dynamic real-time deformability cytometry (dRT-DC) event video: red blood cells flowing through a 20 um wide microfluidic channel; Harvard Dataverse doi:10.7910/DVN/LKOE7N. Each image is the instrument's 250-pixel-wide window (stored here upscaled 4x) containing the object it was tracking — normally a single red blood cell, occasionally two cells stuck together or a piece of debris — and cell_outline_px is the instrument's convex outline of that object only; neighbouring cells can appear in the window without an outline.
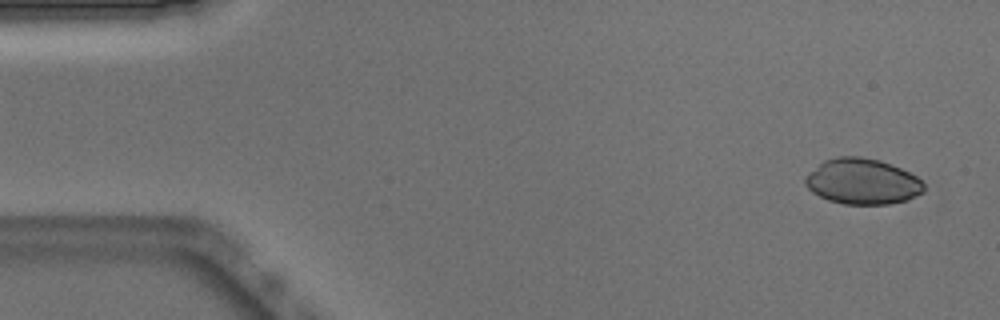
{"species": "Egyptian fruit bat (a non-hibernating species)", "species_latin": "Rousettus aegyptiacus", "temperature_condition": "warm", "stored_images_in_passage": 50, "camera_frame_rate_fps": 3000, "um_per_image_px": 0.085, "animal": {"sex": "male"}, "frame": {"image": 1, "passage_image": 2, "time_ms": 0.333, "image_size_px": [1000, 320], "cell_outline_px": [[924, 192], [908, 200], [888, 204], [844, 204], [828, 200], [812, 192], [804, 184], [804, 176], [808, 172], [824, 160], [836, 156], [860, 156], [880, 160], [900, 168], [916, 176], [924, 184]], "centroid_in_image_um": [73.28, 15.42], "position_along_channel_um": 11.7, "area_um2": 31.79}}
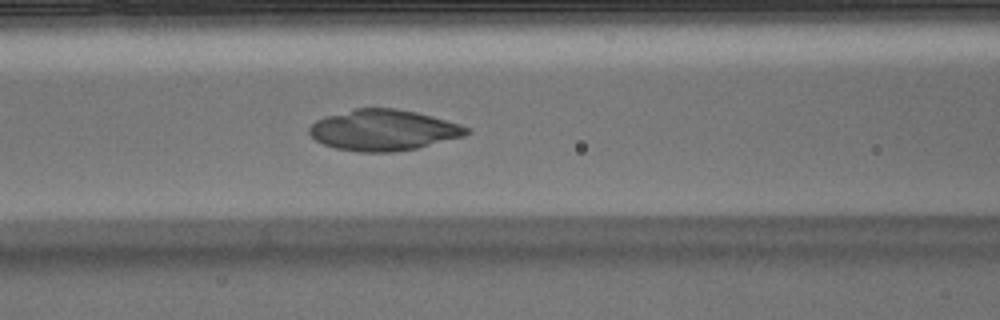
{"frame": {"image": 2, "passage_image": 20, "time_ms": 6.333, "image_size_px": [1000, 320], "cell_outline_px": [[472, 132], [464, 136], [416, 148], [392, 152], [360, 152], [336, 148], [324, 144], [316, 140], [308, 132], [308, 128], [316, 120], [328, 116], [356, 108], [396, 108], [416, 112], [432, 116], [460, 124], [472, 128]], "centroid_in_image_um": [32.62, 11.06], "position_along_channel_um": 134.0, "area_um2": 37.34}}
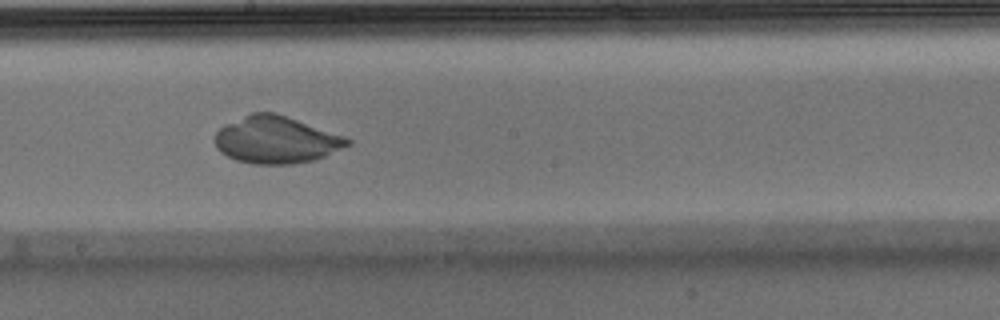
{"frame": {"image": 3, "passage_image": 27, "time_ms": 8.667, "image_size_px": [1000, 320], "cell_outline_px": [[352, 144], [324, 156], [312, 160], [292, 164], [252, 164], [236, 160], [220, 152], [216, 148], [216, 132], [224, 124], [252, 112], [276, 112], [344, 136], [352, 140]], "centroid_in_image_um": [23.47, 11.88], "position_along_channel_um": 224.7, "area_um2": 36.36}}